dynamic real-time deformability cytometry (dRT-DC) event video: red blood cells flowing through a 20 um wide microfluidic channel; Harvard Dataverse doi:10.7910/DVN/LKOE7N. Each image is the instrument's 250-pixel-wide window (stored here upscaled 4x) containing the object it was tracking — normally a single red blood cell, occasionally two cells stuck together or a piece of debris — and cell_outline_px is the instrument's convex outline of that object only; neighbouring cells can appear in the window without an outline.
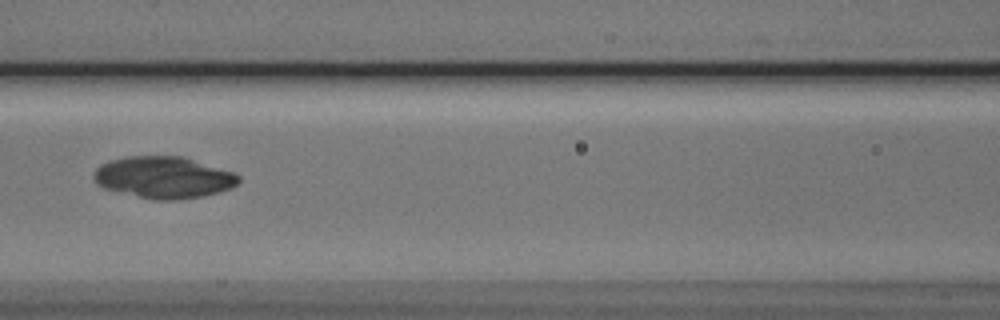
{"species": "Egyptian fruit bat (a non-hibernating species)", "species_latin": "Rousettus aegyptiacus", "temperature_condition": "cold", "stored_images_in_passage": 8, "camera_frame_rate_fps": 3000, "um_per_image_px": 0.085, "animal": {"sex": "male"}, "frame": {"image": 1, "passage_image": 5, "time_ms": 5.667, "image_size_px": [1000, 320], "cell_outline_px": [[240, 180], [236, 184], [228, 188], [204, 196], [172, 200], [156, 200], [104, 188], [96, 184], [92, 176], [96, 168], [100, 164], [108, 160], [128, 156], [180, 156], [232, 172], [240, 176]], "centroid_in_image_um": [13.84, 15.07], "position_along_channel_um": 152.8, "area_um2": 34.8}}
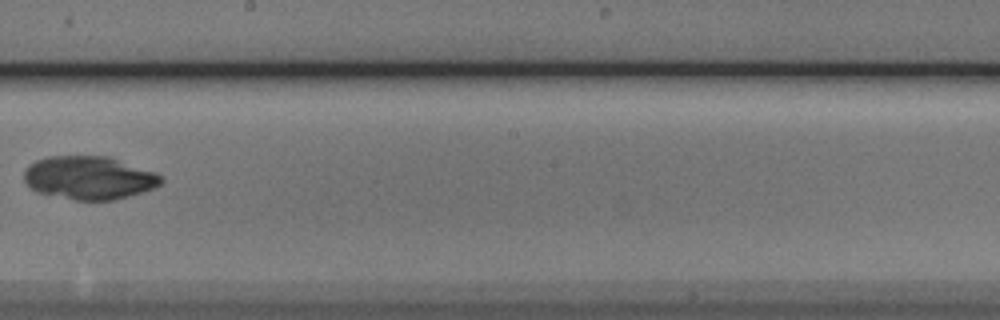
{"frame": {"image": 2, "passage_image": 7, "time_ms": 8.0, "image_size_px": [1000, 320], "cell_outline_px": [[164, 180], [156, 188], [128, 196], [112, 200], [76, 200], [36, 192], [24, 180], [24, 172], [36, 160], [48, 156], [108, 156], [156, 172]], "centroid_in_image_um": [7.6, 15.11], "position_along_channel_um": 240.6, "area_um2": 34.39}}
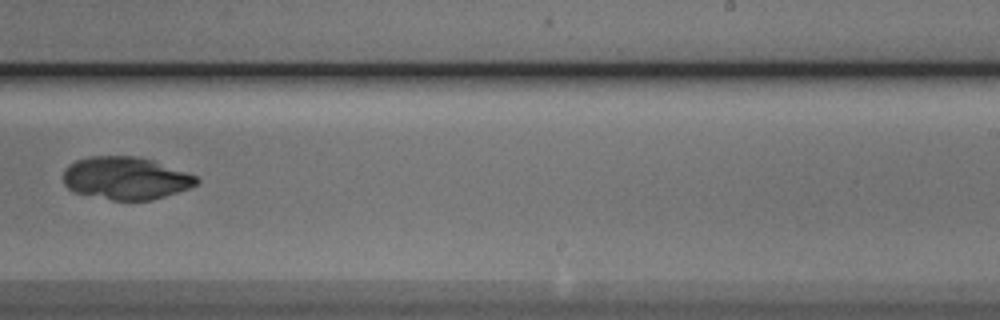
{"frame": {"image": 3, "passage_image": 8, "time_ms": 9.0, "image_size_px": [1000, 320], "cell_outline_px": [[200, 180], [196, 184], [188, 188], [152, 200], [112, 200], [72, 192], [64, 184], [64, 168], [68, 164], [76, 160], [88, 156], [136, 156], [152, 160], [196, 176]], "centroid_in_image_um": [10.63, 15.14], "position_along_channel_um": 278.4, "area_um2": 33.0}}